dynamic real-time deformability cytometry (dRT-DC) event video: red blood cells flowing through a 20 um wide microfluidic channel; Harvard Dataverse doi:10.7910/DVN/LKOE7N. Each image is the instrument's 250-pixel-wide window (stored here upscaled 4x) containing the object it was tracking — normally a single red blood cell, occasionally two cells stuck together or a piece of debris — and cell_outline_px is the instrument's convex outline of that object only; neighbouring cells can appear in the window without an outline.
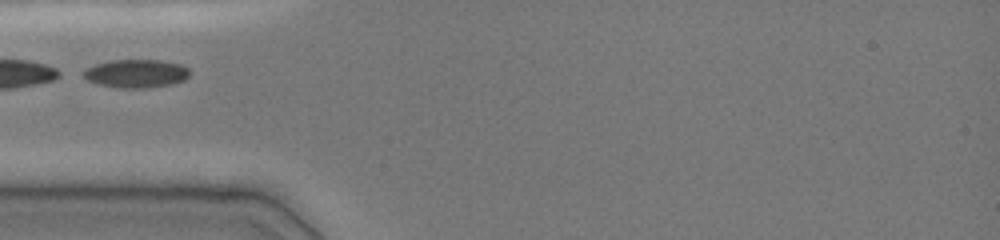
{"species": "common noctule bat (a hibernating species)", "species_latin": "Nyctalus noctula", "temperature_condition": "cold", "stored_images_in_passage": 39, "camera_frame_rate_fps": 3000, "um_per_image_px": 0.085, "animal": {"sex": "female", "body_mass_g": 19.0, "forearm_length_mm": 51.5}, "frame": {"image": 1, "passage_image": 1, "time_ms": 0.0, "image_size_px": [1000, 240], "cell_outline_px": [[188, 76], [184, 80], [172, 84], [148, 88], [120, 88], [100, 84], [88, 80], [76, 72], [84, 68], [108, 60], [160, 60], [180, 64], [188, 68]], "centroid_in_image_um": [11.49, 6.24], "position_along_channel_um": 73.5, "area_um2": 17.74}}